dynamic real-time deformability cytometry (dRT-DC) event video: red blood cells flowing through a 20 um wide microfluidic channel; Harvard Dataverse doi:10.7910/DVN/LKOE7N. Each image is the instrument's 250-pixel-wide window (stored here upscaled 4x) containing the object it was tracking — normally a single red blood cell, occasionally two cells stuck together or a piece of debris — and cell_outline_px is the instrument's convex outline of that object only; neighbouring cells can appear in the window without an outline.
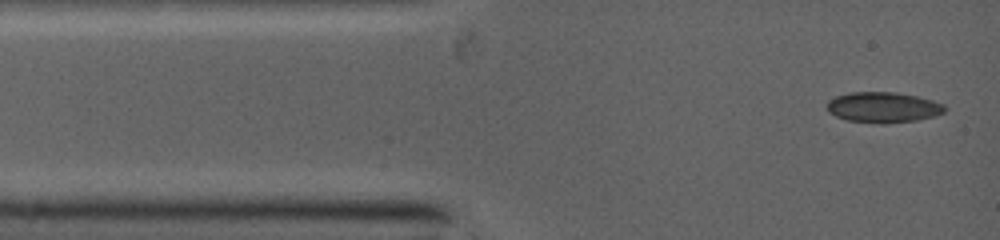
{"species": "common noctule bat (a hibernating species)", "species_latin": "Nyctalus noctula", "temperature_condition": "warm", "stored_images_in_passage": 5, "camera_frame_rate_fps": 5000, "um_per_image_px": 0.085, "animal": {"sex": "female", "body_mass_g": 19.0, "forearm_length_mm": 53.3}, "frame": {"image": 1, "passage_image": 1, "time_ms": 0.0, "image_size_px": [1000, 240], "cell_outline_px": [[944, 112], [932, 116], [916, 120], [848, 120], [836, 116], [828, 112], [828, 100], [836, 96], [848, 92], [896, 92], [916, 96], [932, 100], [944, 104]], "centroid_in_image_um": [75.04, 9.05], "position_along_channel_um": 10.0, "area_um2": 19.83}}
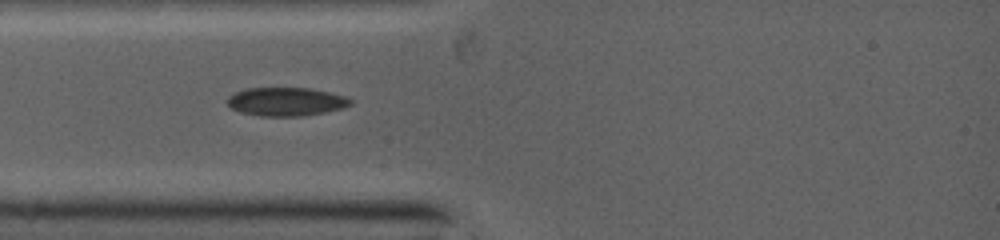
{"frame": {"image": 2, "passage_image": 4, "time_ms": 2.2, "image_size_px": [1000, 240], "cell_outline_px": [[352, 104], [340, 108], [324, 112], [300, 116], [260, 116], [244, 112], [232, 108], [228, 104], [228, 96], [236, 92], [248, 88], [308, 88], [328, 92], [344, 96], [352, 100]], "centroid_in_image_um": [24.31, 8.63], "position_along_channel_um": 60.7, "area_um2": 20.06}}